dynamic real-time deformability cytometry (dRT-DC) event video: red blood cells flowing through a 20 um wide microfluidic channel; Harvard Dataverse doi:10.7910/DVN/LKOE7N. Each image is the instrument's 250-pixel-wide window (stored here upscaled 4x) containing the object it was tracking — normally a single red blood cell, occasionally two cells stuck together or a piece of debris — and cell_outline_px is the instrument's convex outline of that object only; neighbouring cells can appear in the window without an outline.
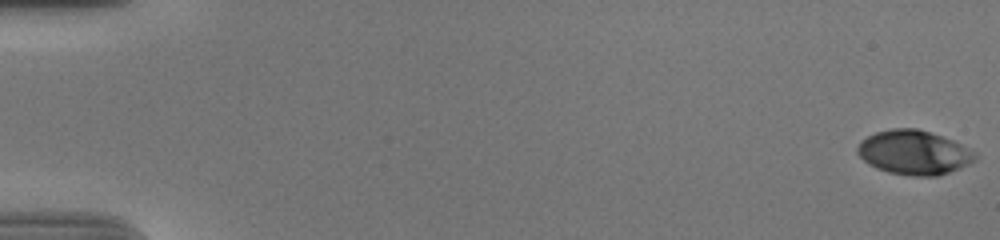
{"species": "human", "species_latin": "Homo sapiens", "temperature_condition": "cold", "stored_images_in_passage": 57, "camera_frame_rate_fps": 3000, "um_per_image_px": 0.085, "donor": {"sex": "male"}, "frame": {"image": 1, "passage_image": 1, "time_ms": 0.0, "image_size_px": [1000, 240], "cell_outline_px": [[976, 160], [960, 168], [936, 176], [912, 176], [888, 172], [876, 168], [868, 164], [856, 152], [856, 148], [860, 140], [876, 132], [892, 128], [916, 128], [952, 140], [976, 152]], "centroid_in_image_um": [77.65, 12.96], "position_along_channel_um": 7.3, "area_um2": 30.23}}
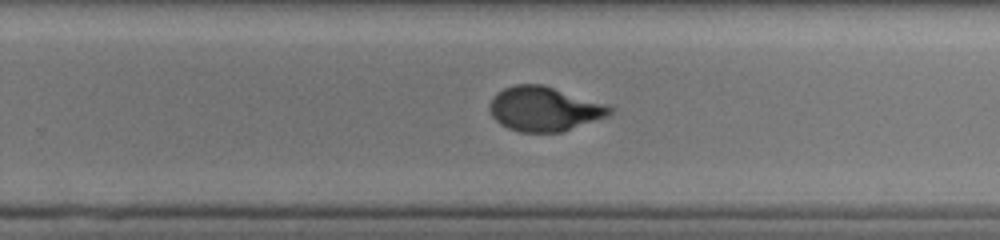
{"frame": {"image": 2, "passage_image": 38, "time_ms": 12.333, "image_size_px": [1000, 240], "cell_outline_px": [[616, 108], [608, 116], [564, 132], [520, 132], [508, 128], [500, 124], [492, 116], [488, 108], [488, 104], [492, 96], [496, 92], [504, 88], [516, 84], [544, 84], [608, 104]], "centroid_in_image_um": [46.27, 9.25], "position_along_channel_um": 283.5, "area_um2": 31.73}}
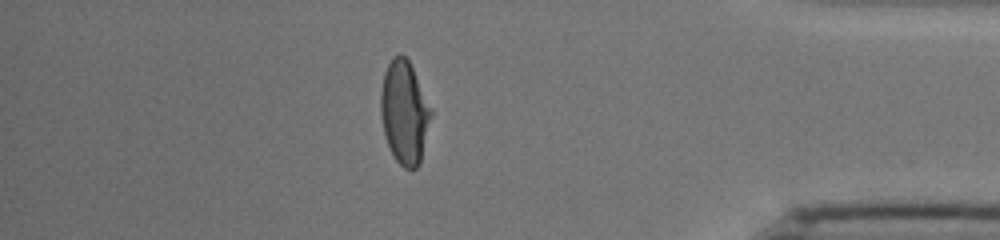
{"frame": {"image": 3, "passage_image": 50, "time_ms": 16.333, "image_size_px": [1000, 240], "cell_outline_px": [[432, 116], [420, 164], [416, 168], [404, 168], [396, 160], [384, 136], [380, 112], [380, 92], [384, 72], [392, 56], [400, 52], [408, 60], [432, 108]], "centroid_in_image_um": [34.37, 9.54], "position_along_channel_um": 400.8, "area_um2": 30.4}, "authors_computed_cell_mechanics": {"area_um2": 30.9808, "velocity_mm_per_s": 3.6992, "shape_relaxation_time_tau1_ms": 4.4117, "shape_relaxation_time_tau2_ms": 0.7185, "deformation_change_tau1": 0.1888, "deformation_change_tau2": 0.0487}}